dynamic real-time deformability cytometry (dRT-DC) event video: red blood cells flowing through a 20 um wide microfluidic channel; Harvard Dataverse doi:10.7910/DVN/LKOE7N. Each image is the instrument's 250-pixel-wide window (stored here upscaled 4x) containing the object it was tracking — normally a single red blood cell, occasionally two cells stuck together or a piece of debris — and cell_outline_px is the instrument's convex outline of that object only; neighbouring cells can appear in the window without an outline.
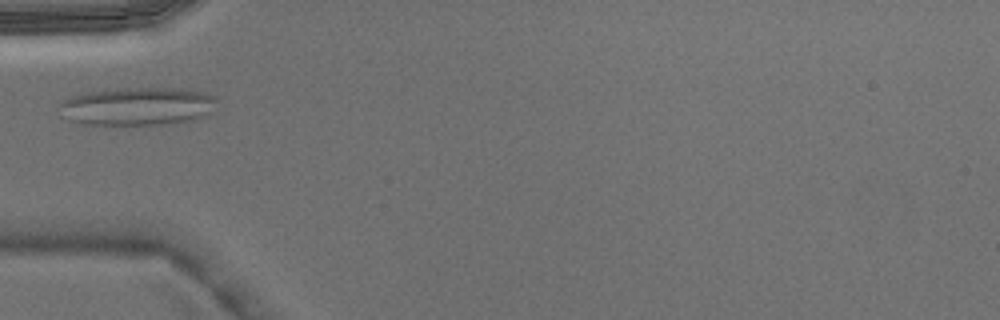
{"species": "Egyptian fruit bat (a non-hibernating species)", "species_latin": "Rousettus aegyptiacus", "temperature_condition": "warm", "stored_images_in_passage": 4, "camera_frame_rate_fps": 3000, "um_per_image_px": 0.085, "animal": {"sex": "male"}, "frame": {"image": 1, "passage_image": 3, "time_ms": 0.667, "image_size_px": [1000, 320], "cell_outline_px": [[216, 100], [208, 112], [192, 120], [172, 124], [84, 124], [72, 120], [60, 104], [64, 100], [72, 96], [88, 92], [120, 88], [184, 88], [204, 92], [216, 96]], "centroid_in_image_um": [11.76, 9.01], "position_along_channel_um": 73.2, "area_um2": 34.16}}